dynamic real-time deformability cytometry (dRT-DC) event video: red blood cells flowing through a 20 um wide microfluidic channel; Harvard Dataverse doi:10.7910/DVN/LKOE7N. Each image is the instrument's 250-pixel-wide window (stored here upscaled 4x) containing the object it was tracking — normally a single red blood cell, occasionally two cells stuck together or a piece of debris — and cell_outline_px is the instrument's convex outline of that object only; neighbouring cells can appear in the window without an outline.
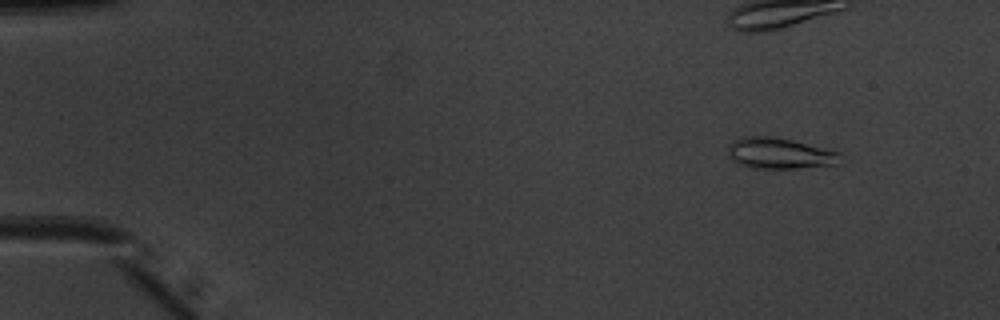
{"species": "common noctule bat (a hibernating species)", "species_latin": "Nyctalus noctula", "temperature_condition": "warm", "stored_images_in_passage": 46, "camera_frame_rate_fps": 3000, "um_per_image_px": 0.085, "animal": {"sex": "male", "body_mass_g": 20.1, "forearm_length_mm": 53.5}, "frame": {"image": 1, "passage_image": 1, "time_ms": 0.0, "image_size_px": [1000, 320], "cell_outline_px": [[840, 164], [796, 168], [748, 168], [736, 164], [728, 156], [728, 148], [732, 140], [744, 136], [772, 136], [792, 140], [840, 152]], "centroid_in_image_um": [66.22, 13.04], "position_along_channel_um": 18.8, "area_um2": 20.46}}